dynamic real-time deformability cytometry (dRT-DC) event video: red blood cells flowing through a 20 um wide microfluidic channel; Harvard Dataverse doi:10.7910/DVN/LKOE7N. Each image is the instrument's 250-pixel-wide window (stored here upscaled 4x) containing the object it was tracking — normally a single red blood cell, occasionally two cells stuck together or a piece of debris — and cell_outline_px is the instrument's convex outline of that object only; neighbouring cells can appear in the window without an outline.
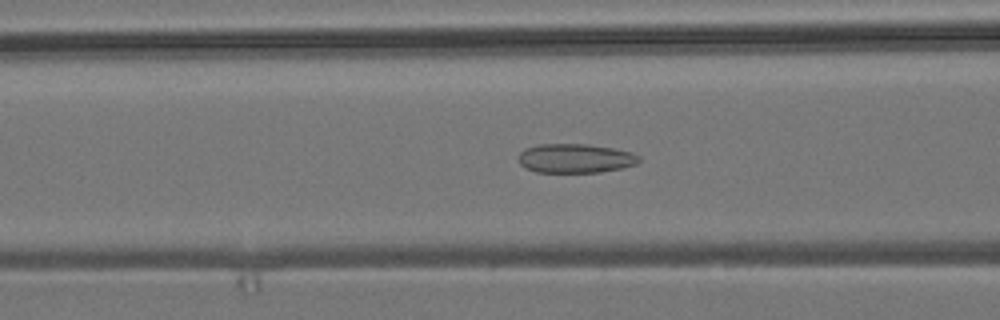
{"species": "common noctule bat (a hibernating species)", "species_latin": "Nyctalus noctula", "temperature_condition": "room temperature", "stored_images_in_passage": 55, "camera_frame_rate_fps": 3000, "um_per_image_px": 0.085, "animal": {"sex": "male", "body_mass_g": 19.2, "forearm_length_mm": 51.8}, "frame": {"image": 1, "passage_image": 19, "time_ms": 6.0, "image_size_px": [1000, 320], "cell_outline_px": [[640, 160], [636, 164], [624, 168], [600, 172], [536, 172], [524, 168], [520, 164], [520, 152], [524, 148], [536, 144], [588, 144], [612, 148], [632, 152], [640, 156]], "centroid_in_image_um": [48.91, 13.46], "position_along_channel_um": 117.7, "area_um2": 20.63}}
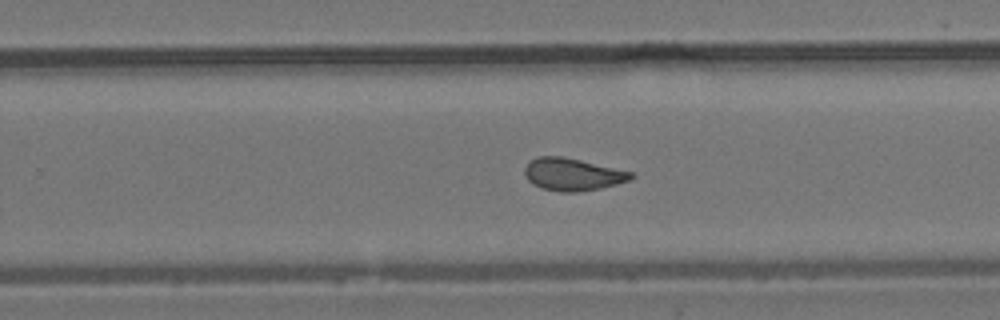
{"frame": {"image": 2, "passage_image": 32, "time_ms": 10.333, "image_size_px": [1000, 320], "cell_outline_px": [[636, 176], [632, 180], [600, 188], [576, 192], [560, 192], [540, 188], [532, 184], [524, 176], [524, 168], [528, 160], [536, 156], [564, 156], [632, 172]], "centroid_in_image_um": [48.63, 14.81], "position_along_channel_um": 281.2, "area_um2": 20.4}}
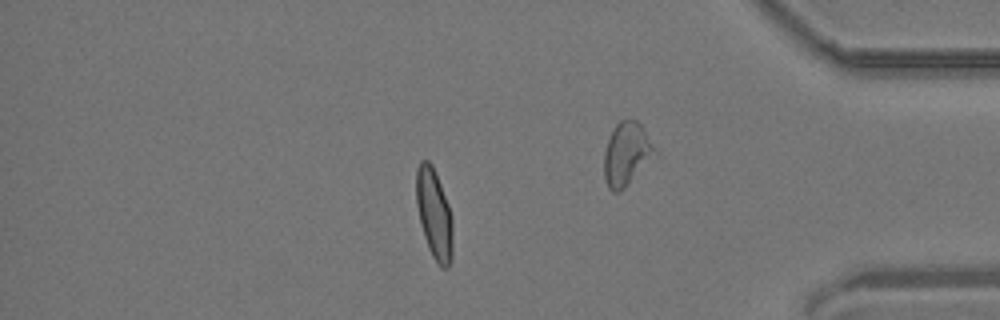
{"frame": {"image": 3, "passage_image": 45, "time_ms": 14.667, "image_size_px": [1000, 320], "cell_outline_px": [[452, 256], [448, 268], [440, 268], [432, 256], [428, 248], [424, 236], [416, 204], [416, 168], [420, 160], [428, 160], [432, 164], [448, 204], [452, 220]], "centroid_in_image_um": [36.89, 18.19], "position_along_channel_um": 398.3, "area_um2": 19.13}, "authors_computed_cell_mechanics": {"area_um2": 19.9988, "velocity_mm_per_s": 3.7802, "shape_relaxation_time_tau1_ms": null, "shape_relaxation_time_tau2_ms": 1.5937, "deformation_change_tau1": null, "deformation_change_tau2": 0.073}}